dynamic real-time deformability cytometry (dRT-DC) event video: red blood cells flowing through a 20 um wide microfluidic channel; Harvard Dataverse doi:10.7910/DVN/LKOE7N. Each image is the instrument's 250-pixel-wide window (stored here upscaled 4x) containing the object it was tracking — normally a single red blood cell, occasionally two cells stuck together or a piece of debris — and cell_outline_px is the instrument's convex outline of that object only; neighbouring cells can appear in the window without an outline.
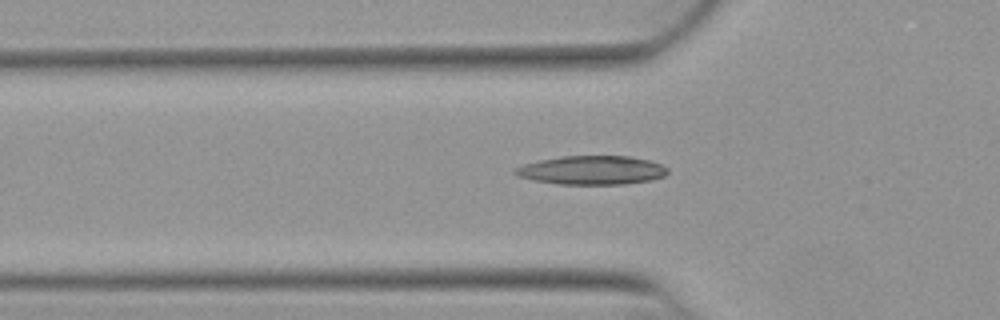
{"species": "Egyptian fruit bat (a non-hibernating species)", "species_latin": "Rousettus aegyptiacus", "temperature_condition": "warm", "stored_images_in_passage": 34, "camera_frame_rate_fps": 3000, "um_per_image_px": 0.085, "animal": {"sex": "female"}, "frame": {"image": 1, "passage_image": 6, "time_ms": 1.667, "image_size_px": [1000, 320], "cell_outline_px": [[668, 172], [664, 176], [652, 180], [624, 184], [556, 184], [532, 180], [516, 176], [512, 172], [516, 168], [524, 164], [540, 160], [564, 156], [628, 156], [648, 160], [660, 164], [668, 168]], "centroid_in_image_um": [50.29, 14.47], "position_along_channel_um": 75.5, "area_um2": 25.61}}
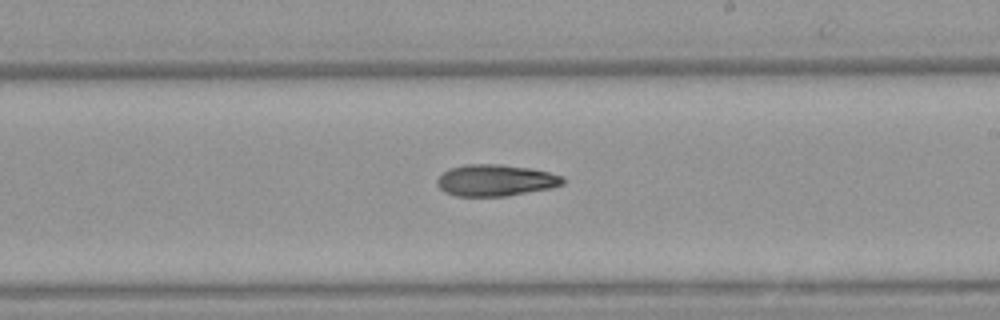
{"frame": {"image": 2, "passage_image": 19, "time_ms": 6.0, "image_size_px": [1000, 320], "cell_outline_px": [[564, 184], [552, 188], [504, 196], [456, 196], [444, 192], [436, 184], [436, 180], [448, 168], [464, 164], [500, 164], [532, 168], [564, 176]], "centroid_in_image_um": [42.12, 15.32], "position_along_channel_um": 246.9, "area_um2": 23.29}}
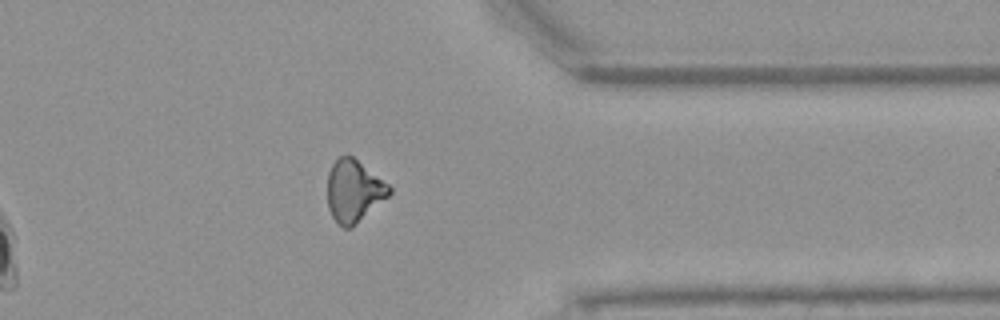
{"frame": {"image": 3, "passage_image": 30, "time_ms": 9.667, "image_size_px": [1000, 320], "cell_outline_px": [[392, 192], [388, 196], [352, 228], [344, 228], [332, 216], [328, 208], [328, 172], [332, 164], [340, 156], [348, 152], [388, 184], [392, 188]], "centroid_in_image_um": [30.07, 16.21], "position_along_channel_um": 381.3, "area_um2": 22.37}}